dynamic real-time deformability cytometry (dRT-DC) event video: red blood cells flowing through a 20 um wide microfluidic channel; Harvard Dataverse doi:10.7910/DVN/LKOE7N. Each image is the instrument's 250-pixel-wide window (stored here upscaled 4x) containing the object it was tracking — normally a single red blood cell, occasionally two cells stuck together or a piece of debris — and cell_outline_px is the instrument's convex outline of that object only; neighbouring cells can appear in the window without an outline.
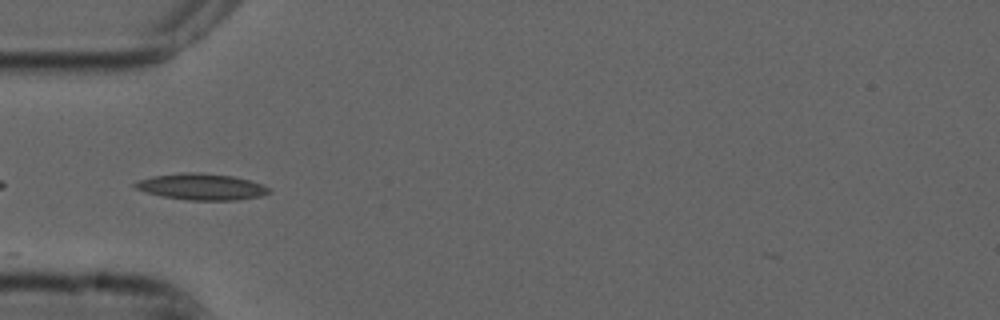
{"species": "common noctule bat (a hibernating species)", "species_latin": "Nyctalus noctula", "temperature_condition": "cold", "stored_images_in_passage": 14, "camera_frame_rate_fps": 3000, "um_per_image_px": 0.085, "animal": {"sex": "male", "forearm_length_mm": 52.5}, "frame": {"image": 1, "passage_image": 1, "time_ms": 0.0, "image_size_px": [1000, 320], "cell_outline_px": [[268, 192], [260, 196], [236, 200], [188, 200], [160, 196], [136, 188], [132, 184], [136, 180], [152, 176], [180, 172], [200, 172], [232, 176], [248, 180], [260, 184], [268, 188]], "centroid_in_image_um": [17.04, 15.86], "position_along_channel_um": 68.0, "area_um2": 20.4}}
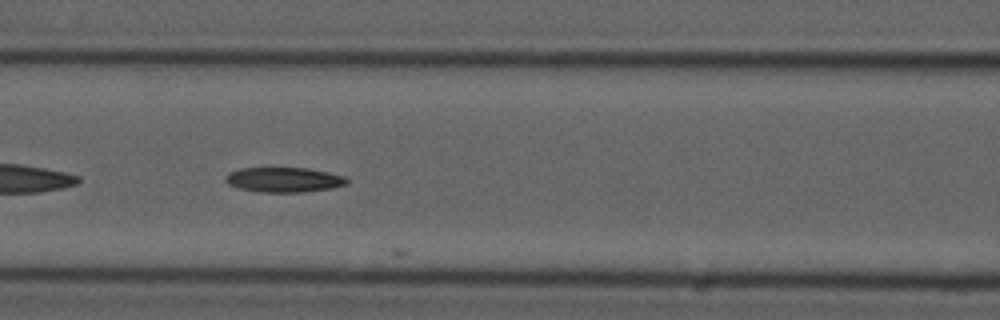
{"frame": {"image": 2, "passage_image": 7, "time_ms": 2.0, "image_size_px": [1000, 320], "cell_outline_px": [[348, 184], [332, 188], [304, 192], [260, 192], [240, 188], [228, 184], [224, 180], [228, 172], [240, 168], [308, 168], [328, 172], [344, 176], [348, 180]], "centroid_in_image_um": [24.13, 15.27], "position_along_channel_um": 142.5, "area_um2": 17.63}}